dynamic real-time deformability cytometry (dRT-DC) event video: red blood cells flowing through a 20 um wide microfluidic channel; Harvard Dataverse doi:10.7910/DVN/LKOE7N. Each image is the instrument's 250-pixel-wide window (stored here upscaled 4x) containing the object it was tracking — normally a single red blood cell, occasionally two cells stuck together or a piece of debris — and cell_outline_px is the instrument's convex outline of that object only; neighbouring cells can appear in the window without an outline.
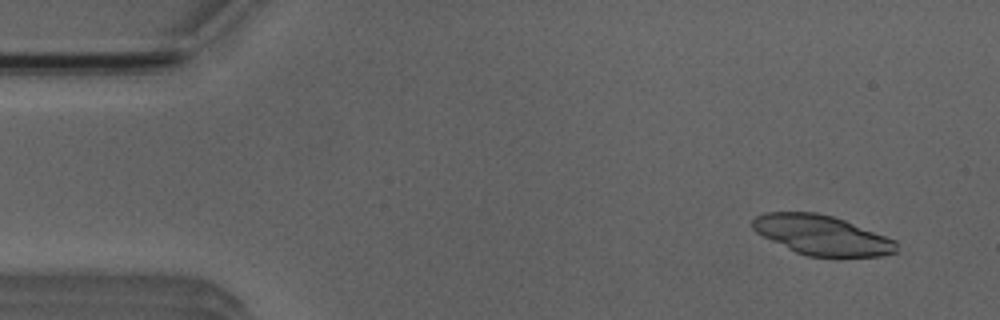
{"species": "Egyptian fruit bat (a non-hibernating species)", "species_latin": "Rousettus aegyptiacus", "temperature_condition": "room temperature", "stored_images_in_passage": 38, "camera_frame_rate_fps": 3000, "um_per_image_px": 0.085, "animal": {"sex": "male"}, "frame": {"image": 1, "passage_image": 3, "time_ms": 0.667, "image_size_px": [1000, 320], "cell_outline_px": [[896, 252], [880, 256], [836, 260], [808, 256], [796, 252], [756, 232], [752, 228], [752, 220], [756, 216], [764, 212], [816, 212], [832, 216], [844, 220], [896, 240]], "centroid_in_image_um": [69.89, 20.03], "position_along_channel_um": 15.1, "area_um2": 33.81}}
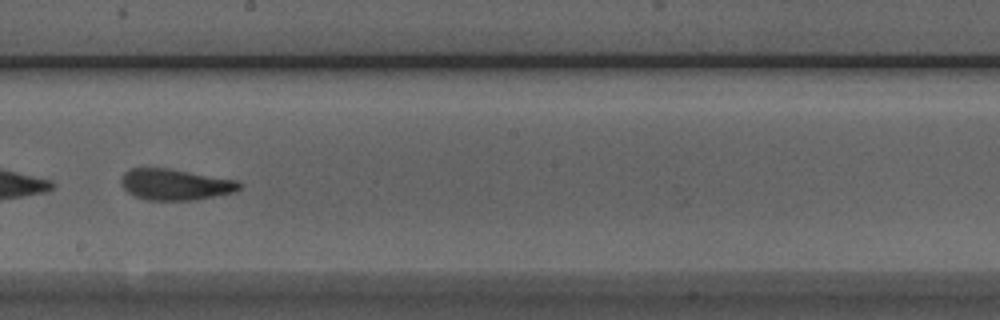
{"frame": {"image": 2, "passage_image": 28, "time_ms": 9.0, "image_size_px": [1000, 320], "cell_outline_px": [[244, 184], [236, 192], [196, 200], [148, 200], [136, 196], [128, 192], [120, 184], [120, 180], [124, 172], [132, 168], [172, 168], [240, 180]], "centroid_in_image_um": [14.96, 15.67], "position_along_channel_um": 233.2, "area_um2": 21.91}}
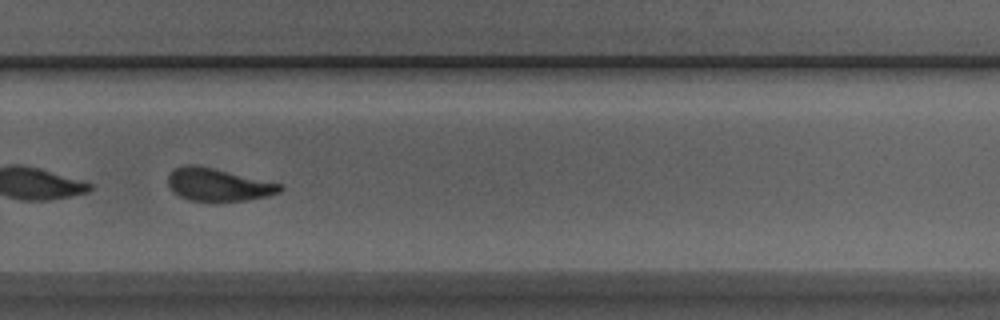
{"frame": {"image": 3, "passage_image": 34, "time_ms": 11.0, "image_size_px": [1000, 320], "cell_outline_px": [[284, 188], [280, 192], [248, 200], [188, 200], [172, 192], [168, 184], [168, 176], [172, 168], [184, 164], [196, 164], [284, 184]], "centroid_in_image_um": [18.51, 15.66], "position_along_channel_um": 311.3, "area_um2": 21.39}, "authors_computed_cell_mechanics": {"area_um2": 22.2819, "velocity_mm_per_s": 3.9116, "shape_relaxation_time_tau1_ms": 9.6247, "shape_relaxation_time_tau2_ms": 1.5765, "deformation_change_tau1": 0.2411, "deformation_change_tau2": 0.0967}}